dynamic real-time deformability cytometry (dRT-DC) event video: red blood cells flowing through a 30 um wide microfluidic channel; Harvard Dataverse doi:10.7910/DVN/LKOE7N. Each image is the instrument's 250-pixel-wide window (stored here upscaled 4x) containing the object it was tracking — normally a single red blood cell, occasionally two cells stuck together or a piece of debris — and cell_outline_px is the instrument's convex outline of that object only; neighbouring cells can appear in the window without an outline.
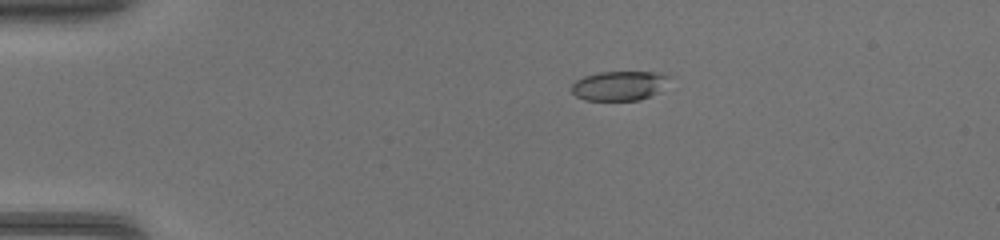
{"species": "common noctule bat (a hibernating species)", "species_latin": "Nyctalus noctula", "temperature_condition": "warm", "stored_images_in_passage": 46, "camera_frame_rate_fps": 3000, "um_per_image_px": 0.085, "animal": {"sex": "female", "body_mass_g": 17.0, "forearm_length_mm": 48.0}, "frame": {"image": 1, "passage_image": 10, "time_ms": 3.0, "image_size_px": [1000, 240], "cell_outline_px": [[672, 76], [656, 92], [640, 100], [584, 100], [576, 96], [572, 92], [572, 84], [576, 80], [584, 76], [600, 72], [652, 72]], "centroid_in_image_um": [52.58, 7.28], "position_along_channel_um": 32.4, "area_um2": 16.47}}
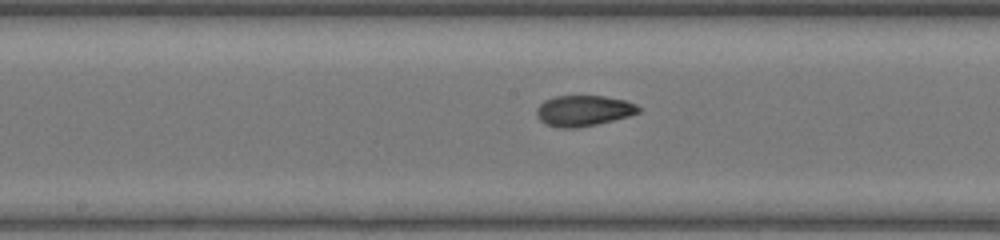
{"frame": {"image": 2, "passage_image": 25, "time_ms": 8.0, "image_size_px": [1000, 240], "cell_outline_px": [[644, 108], [640, 112], [628, 116], [596, 124], [576, 128], [560, 128], [544, 124], [540, 120], [536, 112], [536, 108], [544, 100], [556, 96], [604, 96], [624, 100], [636, 104]], "centroid_in_image_um": [49.6, 9.41], "position_along_channel_um": 198.6, "area_um2": 18.32}}
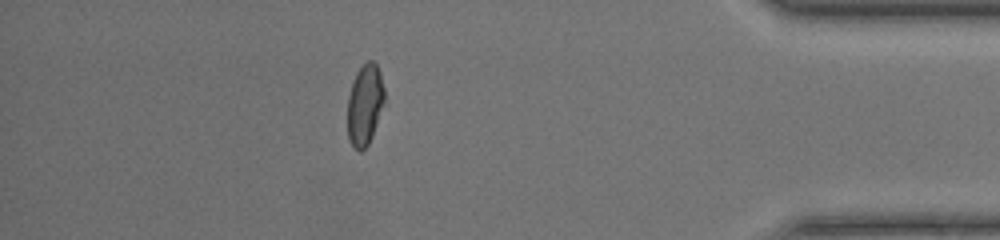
{"frame": {"image": 3, "passage_image": 41, "time_ms": 13.333, "image_size_px": [1000, 240], "cell_outline_px": [[388, 104], [368, 144], [360, 152], [348, 140], [348, 96], [356, 72], [368, 60], [372, 60], [376, 64], [380, 72]], "centroid_in_image_um": [31.07, 8.9], "position_along_channel_um": 404.1, "area_um2": 17.98}}